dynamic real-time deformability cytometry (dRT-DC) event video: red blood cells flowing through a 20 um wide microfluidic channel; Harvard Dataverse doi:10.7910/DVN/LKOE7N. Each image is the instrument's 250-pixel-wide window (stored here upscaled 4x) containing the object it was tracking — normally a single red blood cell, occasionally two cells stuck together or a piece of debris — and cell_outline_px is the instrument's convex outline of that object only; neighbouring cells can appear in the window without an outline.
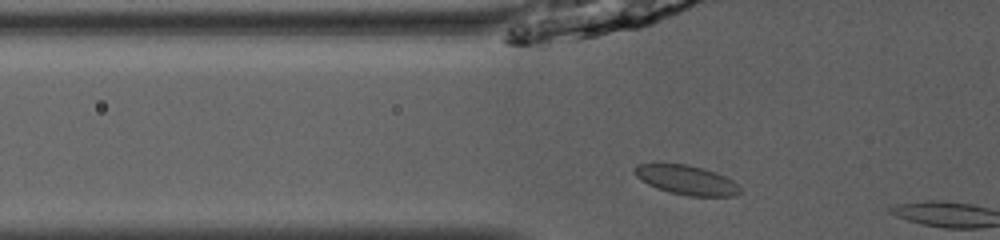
{"species": "common noctule bat (a hibernating species)", "species_latin": "Nyctalus noctula", "temperature_condition": "room temperature", "stored_images_in_passage": 4, "camera_frame_rate_fps": 3000, "um_per_image_px": 0.085, "animal": {"sex": "male", "body_mass_g": 13.0, "forearm_length_mm": 53.1}, "frame": {"image": 1, "passage_image": 3, "time_ms": 0.667, "image_size_px": [1000, 240], "cell_outline_px": [[740, 192], [736, 196], [688, 196], [672, 192], [648, 184], [636, 176], [632, 172], [632, 168], [636, 164], [688, 164], [704, 168], [716, 172], [732, 180], [740, 188]], "centroid_in_image_um": [58.35, 15.29], "position_along_channel_um": 67.5, "area_um2": 17.92}}